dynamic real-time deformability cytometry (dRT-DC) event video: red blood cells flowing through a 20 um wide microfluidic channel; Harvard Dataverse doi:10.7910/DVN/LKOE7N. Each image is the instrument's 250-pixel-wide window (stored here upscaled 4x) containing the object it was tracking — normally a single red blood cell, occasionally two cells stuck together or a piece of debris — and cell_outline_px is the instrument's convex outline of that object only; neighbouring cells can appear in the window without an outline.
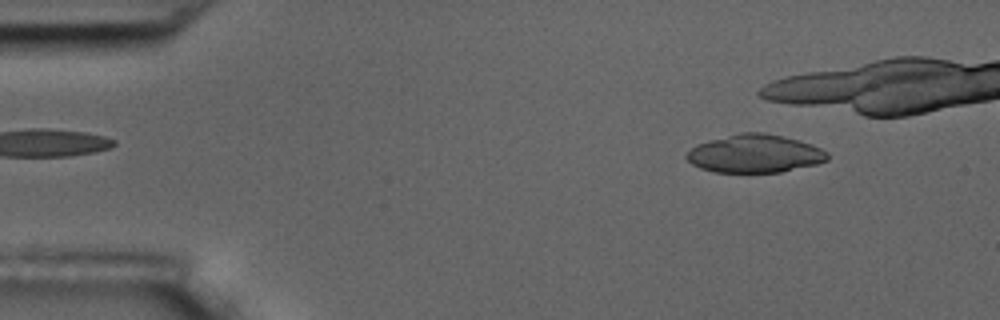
{"species": "common noctule bat (a hibernating species)", "species_latin": "Nyctalus noctula", "temperature_condition": "room temperature", "stored_images_in_passage": 7, "camera_frame_rate_fps": 3000, "um_per_image_px": 0.085, "animal": {"sex": "male", "body_mass_g": 17.5, "forearm_length_mm": 52.3}, "frame": {"image": 1, "passage_image": 1, "time_ms": 0.0, "image_size_px": [1000, 320], "cell_outline_px": [[828, 160], [816, 164], [780, 172], [712, 172], [700, 168], [692, 164], [684, 156], [696, 144], [740, 132], [764, 132], [784, 136], [820, 148], [828, 152]], "centroid_in_image_um": [64.14, 13.06], "position_along_channel_um": 20.9, "area_um2": 31.1}}